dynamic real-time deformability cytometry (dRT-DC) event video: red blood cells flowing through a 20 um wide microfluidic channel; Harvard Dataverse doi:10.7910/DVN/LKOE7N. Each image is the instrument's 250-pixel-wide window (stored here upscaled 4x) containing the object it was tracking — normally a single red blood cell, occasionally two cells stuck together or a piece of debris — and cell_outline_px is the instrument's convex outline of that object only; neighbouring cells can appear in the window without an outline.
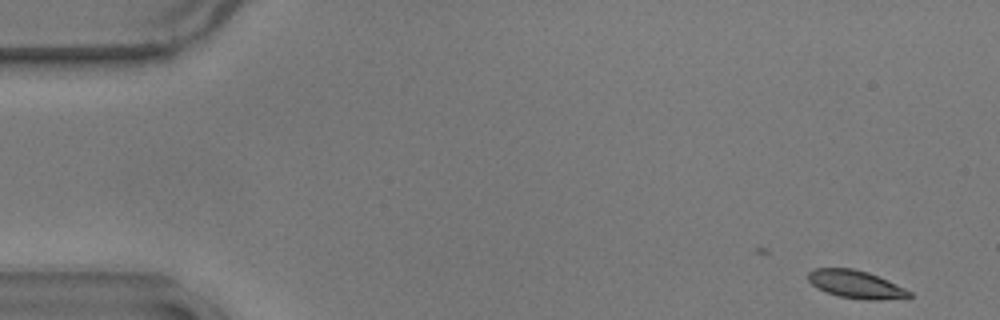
{"species": "common noctule bat (a hibernating species)", "species_latin": "Nyctalus noctula", "temperature_condition": "warm", "stored_images_in_passage": 27, "camera_frame_rate_fps": 3000, "um_per_image_px": 0.085, "animal": {"sex": "male", "body_mass_g": 17.9}, "frame": {"image": 1, "passage_image": 1, "time_ms": 0.0, "image_size_px": [1000, 320], "cell_outline_px": [[912, 296], [880, 300], [868, 300], [836, 296], [816, 288], [808, 280], [808, 272], [812, 268], [852, 268], [868, 272], [904, 288], [912, 292]], "centroid_in_image_um": [72.69, 24.16], "position_along_channel_um": 12.3, "area_um2": 16.36}}
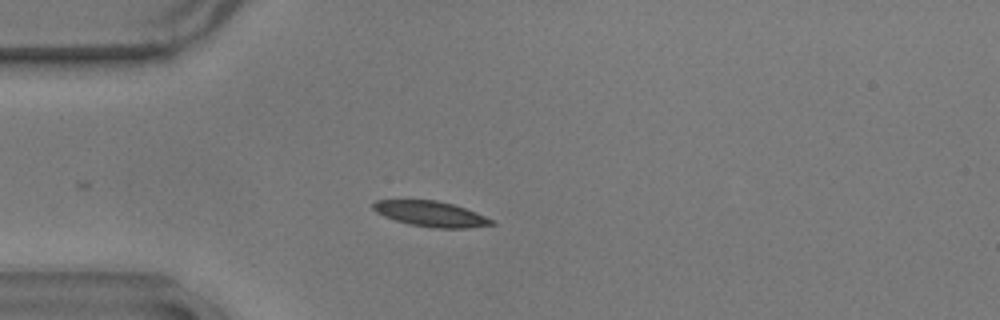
{"frame": {"image": 2, "passage_image": 13, "time_ms": 4.0, "image_size_px": [1000, 320], "cell_outline_px": [[496, 224], [468, 228], [432, 228], [408, 224], [384, 216], [376, 212], [372, 208], [372, 204], [376, 200], [436, 200], [452, 204], [476, 212], [492, 220]], "centroid_in_image_um": [36.6, 18.18], "position_along_channel_um": 48.4, "area_um2": 17.46}}
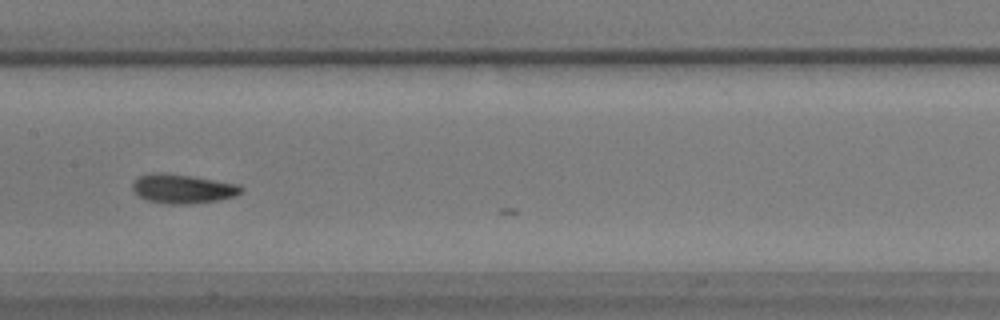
{"frame": {"image": 3, "passage_image": 26, "time_ms": 8.333, "image_size_px": [1000, 320], "cell_outline_px": [[244, 188], [236, 196], [220, 200], [192, 204], [168, 204], [148, 200], [136, 196], [132, 192], [132, 180], [148, 172], [164, 172], [192, 176], [236, 184]], "centroid_in_image_um": [15.45, 16.04], "position_along_channel_um": 191.9, "area_um2": 18.79}}